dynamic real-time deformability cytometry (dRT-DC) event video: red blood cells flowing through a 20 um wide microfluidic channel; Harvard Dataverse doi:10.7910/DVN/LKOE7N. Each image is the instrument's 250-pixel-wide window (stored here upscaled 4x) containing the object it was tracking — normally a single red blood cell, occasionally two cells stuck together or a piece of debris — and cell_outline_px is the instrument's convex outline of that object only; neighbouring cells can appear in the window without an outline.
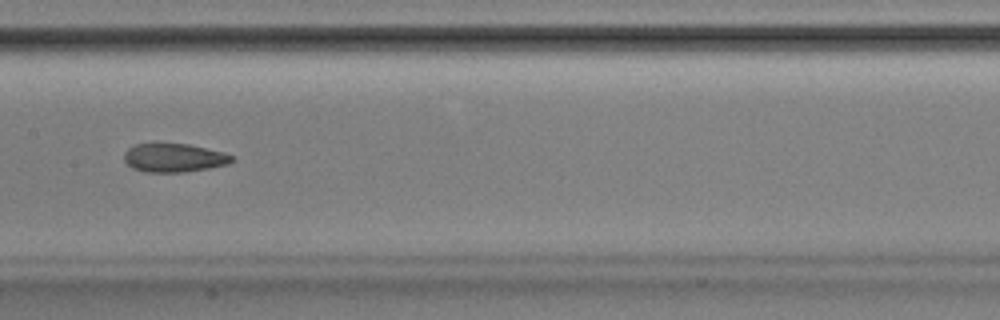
{"species": "Egyptian fruit bat (a non-hibernating species)", "species_latin": "Rousettus aegyptiacus", "temperature_condition": "room temperature", "stored_images_in_passage": 37, "camera_frame_rate_fps": 3000, "um_per_image_px": 0.085, "animal": {"sex": "male"}, "frame": {"image": 1, "passage_image": 11, "time_ms": 3.333, "image_size_px": [1000, 320], "cell_outline_px": [[236, 156], [228, 164], [208, 168], [184, 172], [144, 172], [132, 168], [124, 160], [124, 152], [128, 148], [136, 144], [156, 140], [188, 144], [224, 152]], "centroid_in_image_um": [14.74, 13.36], "position_along_channel_um": 192.7, "area_um2": 18.67}, "authors_computed_cell_mechanics": {"area_um2": 18.6694, "velocity_mm_per_s": 3.9084, "shape_relaxation_time_tau1_ms": 8.3972, "shape_relaxation_time_tau2_ms": 2.5652, "deformation_change_tau1": 0.2166, "deformation_change_tau2": 0.1013}}